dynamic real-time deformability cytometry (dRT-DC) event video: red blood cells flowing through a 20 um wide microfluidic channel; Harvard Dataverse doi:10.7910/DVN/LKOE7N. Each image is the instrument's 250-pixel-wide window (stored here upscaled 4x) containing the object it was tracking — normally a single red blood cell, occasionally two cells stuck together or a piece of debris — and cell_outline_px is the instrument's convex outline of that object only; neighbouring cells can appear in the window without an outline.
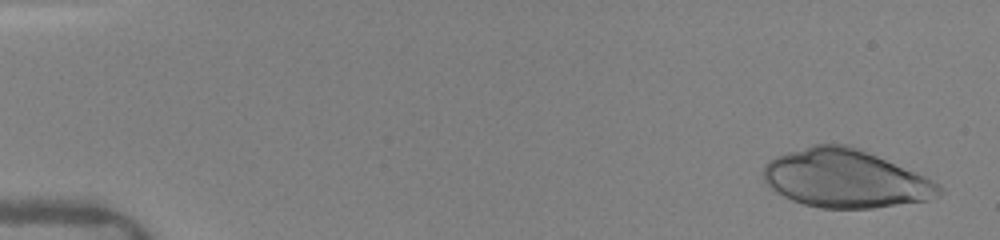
{"species": "human", "species_latin": "Homo sapiens", "temperature_condition": "warm", "stored_images_in_passage": 16, "camera_frame_rate_fps": 3000, "um_per_image_px": 0.085, "donor": {"sex": "female"}, "frame": {"image": 1, "passage_image": 1, "time_ms": 0.0, "image_size_px": [1000, 240], "cell_outline_px": [[944, 192], [940, 196], [928, 200], [872, 208], [820, 208], [804, 204], [792, 200], [776, 192], [764, 184], [764, 164], [768, 160], [776, 156], [812, 144], [852, 144], [924, 176], [940, 184], [944, 188]], "centroid_in_image_um": [71.87, 15.17], "position_along_channel_um": 13.1, "area_um2": 59.88}}